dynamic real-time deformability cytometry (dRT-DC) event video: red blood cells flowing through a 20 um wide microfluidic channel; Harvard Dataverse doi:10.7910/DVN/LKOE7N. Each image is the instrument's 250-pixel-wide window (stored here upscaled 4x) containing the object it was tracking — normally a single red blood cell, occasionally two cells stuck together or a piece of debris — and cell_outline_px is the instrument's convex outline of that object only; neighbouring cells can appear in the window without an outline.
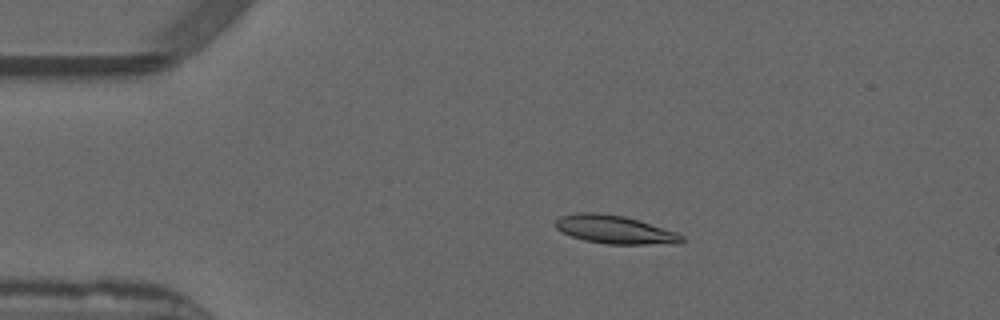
{"species": "common noctule bat (a hibernating species)", "species_latin": "Nyctalus noctula", "temperature_condition": "warm", "stored_images_in_passage": 24, "camera_frame_rate_fps": 3000, "um_per_image_px": 0.085, "animal": {"sex": "male", "forearm_length_mm": 52.5}, "frame": {"image": 1, "passage_image": 10, "time_ms": 3.0, "image_size_px": [1000, 320], "cell_outline_px": [[684, 244], [608, 244], [584, 240], [560, 232], [556, 228], [556, 220], [560, 216], [576, 212], [596, 212], [624, 216], [676, 232], [684, 236]], "centroid_in_image_um": [52.26, 19.52], "position_along_channel_um": 32.7, "area_um2": 20.87}}
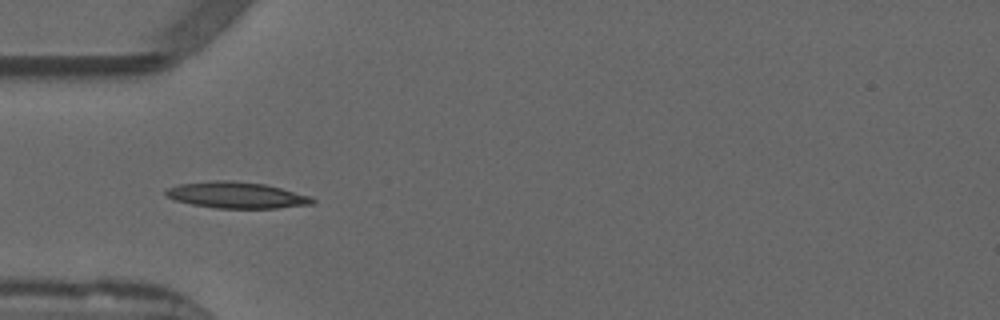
{"frame": {"image": 2, "passage_image": 16, "time_ms": 5.0, "image_size_px": [1000, 320], "cell_outline_px": [[316, 200], [312, 204], [276, 208], [216, 208], [192, 204], [176, 200], [164, 196], [164, 192], [168, 188], [180, 184], [212, 180], [232, 180], [264, 184], [312, 196]], "centroid_in_image_um": [20.1, 16.58], "position_along_channel_um": 64.9, "area_um2": 22.43}}
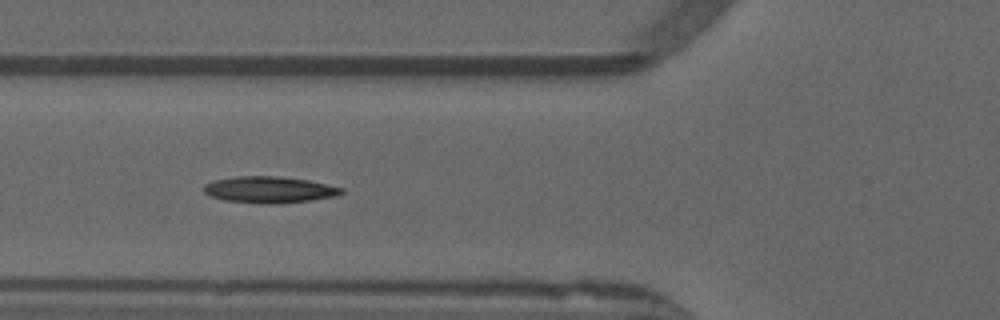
{"frame": {"image": 3, "passage_image": 19, "time_ms": 6.0, "image_size_px": [1000, 320], "cell_outline_px": [[344, 192], [336, 196], [312, 200], [276, 204], [260, 204], [224, 200], [212, 196], [204, 192], [204, 184], [212, 180], [236, 176], [276, 176], [308, 180], [328, 184], [344, 188]], "centroid_in_image_um": [22.9, 16.12], "position_along_channel_um": 102.9, "area_um2": 21.39}}